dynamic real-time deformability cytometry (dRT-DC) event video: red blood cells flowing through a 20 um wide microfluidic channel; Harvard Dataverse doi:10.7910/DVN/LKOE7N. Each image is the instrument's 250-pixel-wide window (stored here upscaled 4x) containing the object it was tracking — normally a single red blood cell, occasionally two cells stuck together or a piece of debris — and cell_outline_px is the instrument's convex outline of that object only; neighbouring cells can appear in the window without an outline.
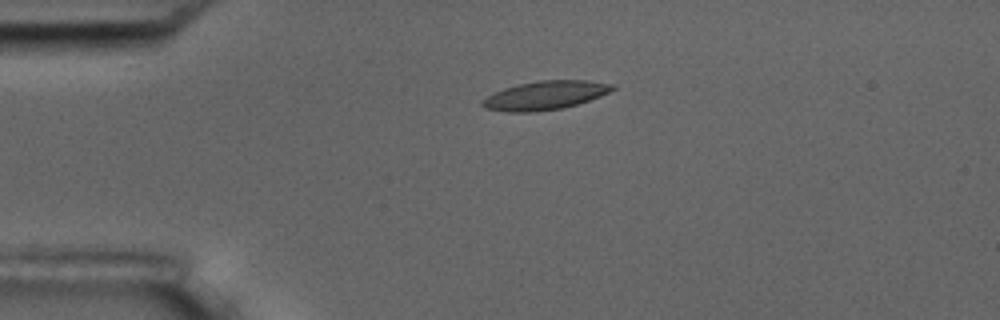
{"species": "common noctule bat (a hibernating species)", "species_latin": "Nyctalus noctula", "temperature_condition": "room temperature", "stored_images_in_passage": 5, "camera_frame_rate_fps": 3000, "um_per_image_px": 0.085, "animal": {"sex": "male", "body_mass_g": 17.5, "forearm_length_mm": 52.3}, "frame": {"image": 1, "passage_image": 4, "time_ms": 3.667, "image_size_px": [1000, 320], "cell_outline_px": [[616, 88], [600, 96], [564, 108], [532, 112], [508, 112], [484, 108], [480, 104], [480, 100], [504, 88], [520, 84], [540, 80], [588, 80], [616, 84]], "centroid_in_image_um": [46.34, 8.1], "position_along_channel_um": 38.7, "area_um2": 21.73}}